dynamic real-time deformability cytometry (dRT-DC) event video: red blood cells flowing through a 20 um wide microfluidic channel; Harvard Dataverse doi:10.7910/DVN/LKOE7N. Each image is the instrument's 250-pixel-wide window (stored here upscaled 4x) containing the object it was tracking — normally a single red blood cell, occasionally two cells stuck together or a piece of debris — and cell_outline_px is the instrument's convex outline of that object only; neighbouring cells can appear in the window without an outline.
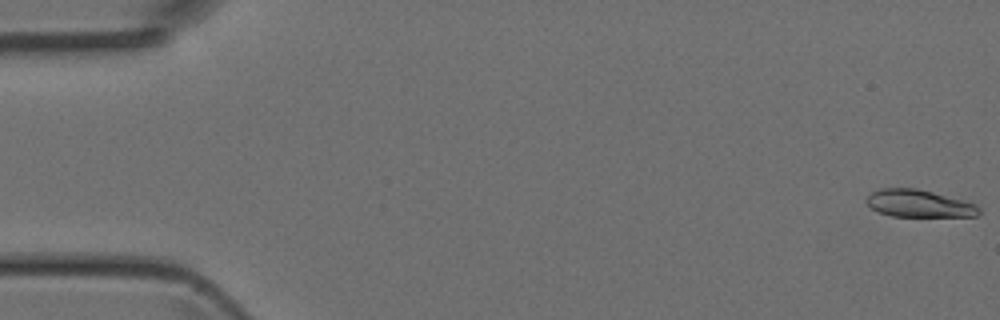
{"species": "Egyptian fruit bat (a non-hibernating species)", "species_latin": "Rousettus aegyptiacus", "temperature_condition": "room temperature", "stored_images_in_passage": 46, "camera_frame_rate_fps": 3000, "um_per_image_px": 0.085, "animal": {"sex": "female"}, "frame": {"image": 1, "passage_image": 1, "time_ms": 0.0, "image_size_px": [1000, 320], "cell_outline_px": [[980, 212], [976, 216], [892, 216], [880, 212], [872, 208], [864, 200], [872, 192], [880, 188], [916, 188], [932, 192], [976, 204], [980, 208]], "centroid_in_image_um": [78.09, 17.3], "position_along_channel_um": 6.9, "area_um2": 17.69}}
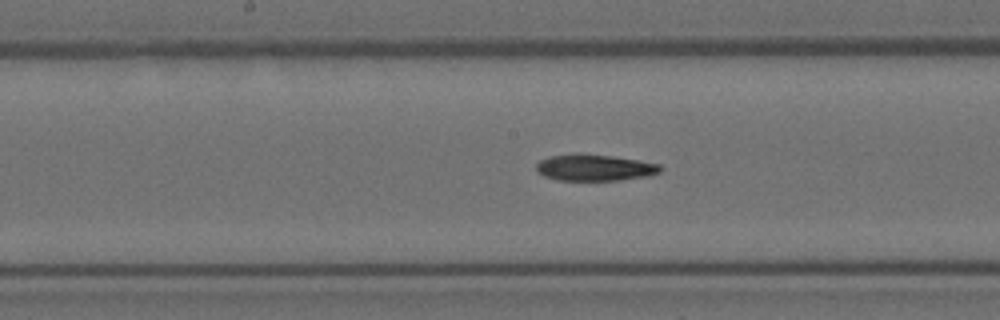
{"frame": {"image": 2, "passage_image": 23, "time_ms": 7.333, "image_size_px": [1000, 320], "cell_outline_px": [[664, 168], [660, 172], [648, 176], [620, 180], [556, 180], [544, 176], [536, 172], [536, 164], [540, 160], [548, 156], [576, 152], [580, 152], [612, 156], [660, 164]], "centroid_in_image_um": [50.5, 14.23], "position_along_channel_um": 197.7, "area_um2": 19.48}}
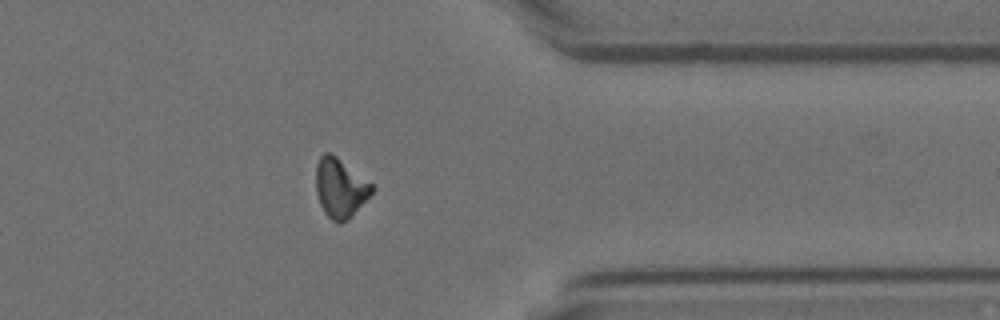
{"frame": {"image": 3, "passage_image": 36, "time_ms": 11.667, "image_size_px": [1000, 320], "cell_outline_px": [[372, 192], [352, 216], [348, 220], [340, 224], [332, 220], [324, 212], [320, 204], [316, 192], [316, 164], [320, 156], [324, 152], [332, 152], [372, 184]], "centroid_in_image_um": [28.88, 15.96], "position_along_channel_um": 382.5, "area_um2": 19.25}}